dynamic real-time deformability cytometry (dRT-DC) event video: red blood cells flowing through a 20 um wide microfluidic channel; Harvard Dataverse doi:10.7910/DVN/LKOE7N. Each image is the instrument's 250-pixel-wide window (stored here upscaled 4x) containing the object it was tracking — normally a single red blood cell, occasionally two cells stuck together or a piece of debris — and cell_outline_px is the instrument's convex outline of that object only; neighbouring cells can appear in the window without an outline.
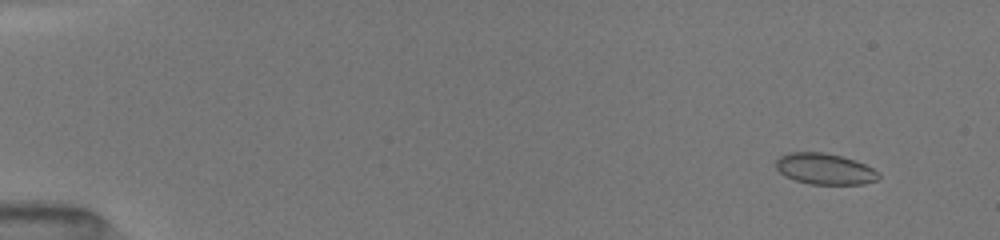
{"species": "common noctule bat (a hibernating species)", "species_latin": "Nyctalus noctula", "temperature_condition": "room temperature", "stored_images_in_passage": 34, "camera_frame_rate_fps": 3000, "um_per_image_px": 0.085, "animal": {"sex": "female", "body_mass_g": 19.5, "forearm_length_mm": 54.1}, "frame": {"image": 1, "passage_image": 5, "time_ms": 1.333, "image_size_px": [1000, 240], "cell_outline_px": [[880, 176], [876, 180], [864, 184], [808, 184], [784, 176], [776, 168], [776, 160], [780, 156], [788, 152], [824, 152], [856, 160], [880, 172]], "centroid_in_image_um": [70.1, 14.35], "position_along_channel_um": 14.9, "area_um2": 18.67}}
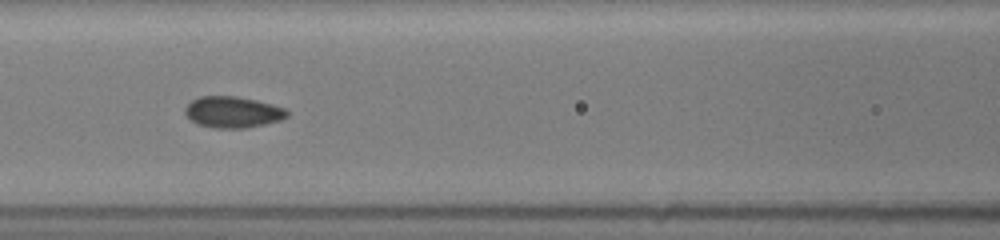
{"frame": {"image": 2, "passage_image": 22, "time_ms": 8.0, "image_size_px": [1000, 240], "cell_outline_px": [[288, 116], [280, 120], [264, 124], [244, 128], [216, 128], [196, 124], [184, 112], [184, 108], [192, 100], [200, 96], [236, 96], [256, 100], [272, 104], [284, 108], [288, 112]], "centroid_in_image_um": [19.77, 9.52], "position_along_channel_um": 146.8, "area_um2": 18.5}}
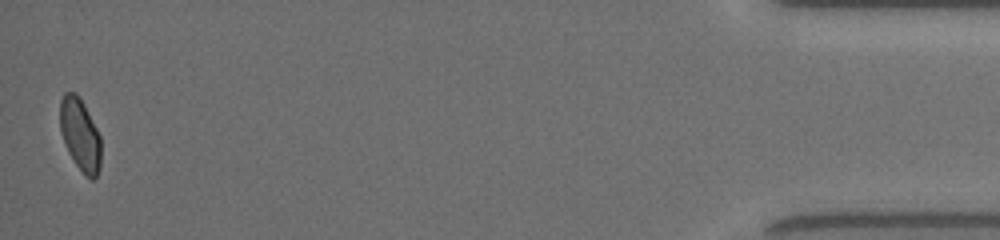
{"frame": {"image": 3, "passage_image": 34, "time_ms": 17.0, "image_size_px": [1000, 240], "cell_outline_px": [[100, 168], [96, 176], [92, 180], [84, 176], [68, 152], [60, 132], [60, 100], [64, 92], [76, 92], [80, 96], [100, 136]], "centroid_in_image_um": [6.8, 11.43], "position_along_channel_um": 428.4, "area_um2": 17.34}, "authors_computed_cell_mechanics": {"area_um2": 18.496, "velocity_mm_per_s": 4.0434, "shape_relaxation_time_tau1_ms": 5.7392, "shape_relaxation_time_tau2_ms": 1.6771, "deformation_change_tau1": 0.1192, "deformation_change_tau2": 0.0539}}